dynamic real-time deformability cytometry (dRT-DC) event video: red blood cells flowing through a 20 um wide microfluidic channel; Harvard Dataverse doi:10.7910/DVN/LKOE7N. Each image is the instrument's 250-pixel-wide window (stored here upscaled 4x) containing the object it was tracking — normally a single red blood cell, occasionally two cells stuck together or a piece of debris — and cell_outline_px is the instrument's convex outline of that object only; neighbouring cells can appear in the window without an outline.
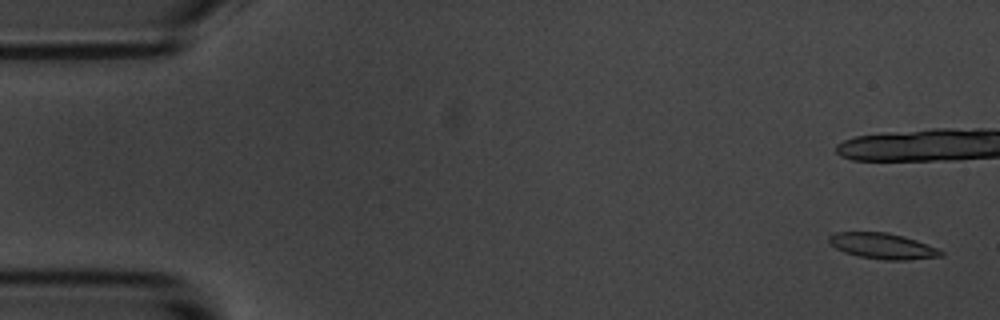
{"species": "common noctule bat (a hibernating species)", "species_latin": "Nyctalus noctula", "temperature_condition": "room temperature", "stored_images_in_passage": 6, "camera_frame_rate_fps": 3000, "um_per_image_px": 0.085, "animal": {"sex": "male", "body_mass_g": 20.1, "forearm_length_mm": 53.5}, "frame": {"image": 1, "passage_image": 1, "time_ms": 0.0, "image_size_px": [1000, 320], "cell_outline_px": [[944, 256], [908, 260], [884, 260], [856, 256], [844, 252], [836, 248], [828, 240], [828, 236], [836, 232], [888, 232], [904, 236], [916, 240], [936, 248], [944, 252]], "centroid_in_image_um": [75.03, 20.91], "position_along_channel_um": 10.0, "area_um2": 16.88}}